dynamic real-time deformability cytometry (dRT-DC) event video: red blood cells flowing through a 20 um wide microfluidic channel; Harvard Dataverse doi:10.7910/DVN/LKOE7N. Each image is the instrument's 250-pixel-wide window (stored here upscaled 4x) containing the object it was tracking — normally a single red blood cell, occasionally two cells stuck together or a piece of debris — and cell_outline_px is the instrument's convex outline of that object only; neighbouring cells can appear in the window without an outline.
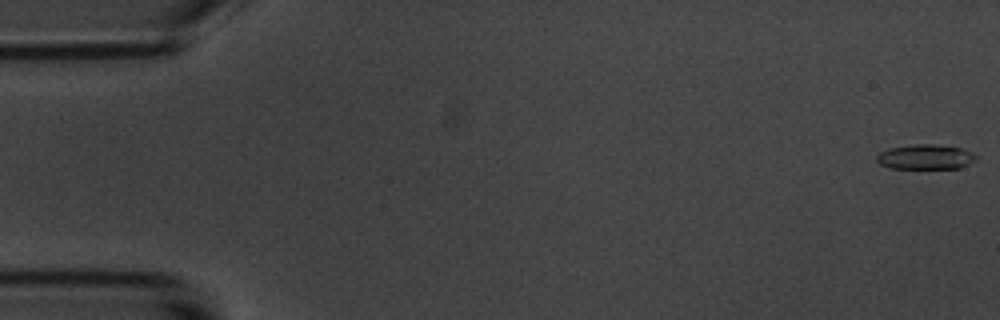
{"species": "common noctule bat (a hibernating species)", "species_latin": "Nyctalus noctula", "temperature_condition": "room temperature", "stored_images_in_passage": 56, "camera_frame_rate_fps": 3000, "um_per_image_px": 0.085, "animal": {"sex": "male", "body_mass_g": 20.1, "forearm_length_mm": 53.5}, "frame": {"image": 1, "passage_image": 1, "time_ms": 0.0, "image_size_px": [1000, 320], "cell_outline_px": [[976, 160], [960, 168], [892, 168], [880, 164], [876, 160], [876, 156], [880, 152], [892, 148], [916, 144], [932, 144], [960, 148], [972, 152], [976, 156]], "centroid_in_image_um": [78.67, 13.34], "position_along_channel_um": 6.3, "area_um2": 14.16}}
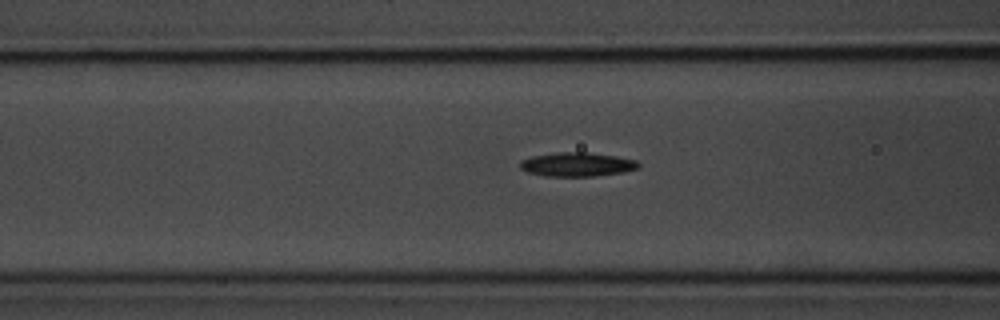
{"frame": {"image": 2, "passage_image": 22, "time_ms": 7.0, "image_size_px": [1000, 320], "cell_outline_px": [[640, 168], [624, 172], [592, 176], [544, 176], [528, 172], [520, 168], [520, 160], [532, 156], [556, 152], [584, 152], [616, 156], [636, 160], [640, 164]], "centroid_in_image_um": [49.05, 13.97], "position_along_channel_um": 117.5, "area_um2": 16.59}}
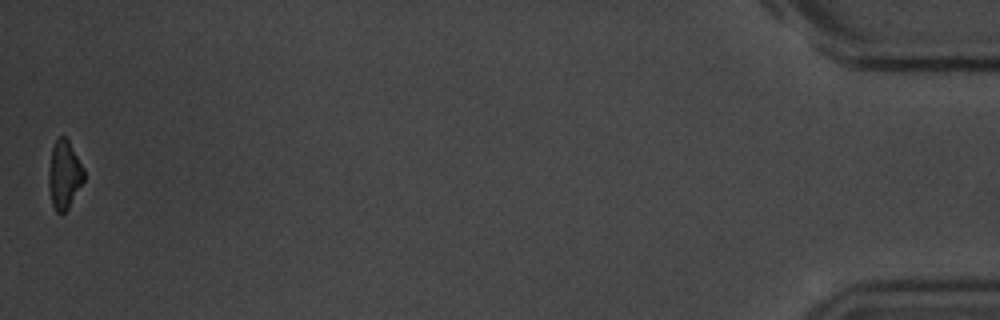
{"frame": {"image": 3, "passage_image": 56, "time_ms": 18.333, "image_size_px": [1000, 320], "cell_outline_px": [[84, 180], [68, 208], [64, 212], [56, 212], [52, 204], [48, 188], [48, 172], [52, 148], [56, 140], [60, 136], [64, 136], [68, 140], [84, 168]], "centroid_in_image_um": [5.45, 14.85], "position_along_channel_um": 429.8, "area_um2": 13.93}, "authors_computed_cell_mechanics": {"area_um2": 15.2881, "velocity_mm_per_s": 3.6013, "shape_relaxation_time_tau1_ms": 3.046, "shape_relaxation_time_tau2_ms": null, "deformation_change_tau1": 0.1361, "deformation_change_tau2": null}}